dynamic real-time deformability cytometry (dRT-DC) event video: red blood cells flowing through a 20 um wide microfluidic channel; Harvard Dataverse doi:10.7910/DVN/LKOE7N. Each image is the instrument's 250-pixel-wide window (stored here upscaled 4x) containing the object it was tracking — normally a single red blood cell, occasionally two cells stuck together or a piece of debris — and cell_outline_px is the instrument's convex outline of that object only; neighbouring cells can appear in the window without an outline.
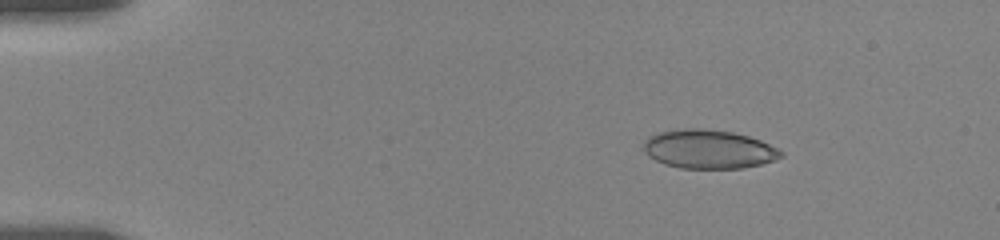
{"species": "human", "species_latin": "Homo sapiens", "temperature_condition": "room temperature", "stored_images_in_passage": 21, "camera_frame_rate_fps": 3000, "um_per_image_px": 0.085, "donor": {"sex": "female"}, "frame": {"image": 1, "passage_image": 3, "time_ms": 2.667, "image_size_px": [1000, 240], "cell_outline_px": [[784, 156], [776, 160], [744, 168], [680, 168], [664, 164], [648, 156], [644, 152], [644, 140], [648, 136], [656, 132], [684, 128], [704, 128], [732, 132], [748, 136], [760, 140], [784, 152]], "centroid_in_image_um": [60.22, 12.67], "position_along_channel_um": 24.8, "area_um2": 31.27}}
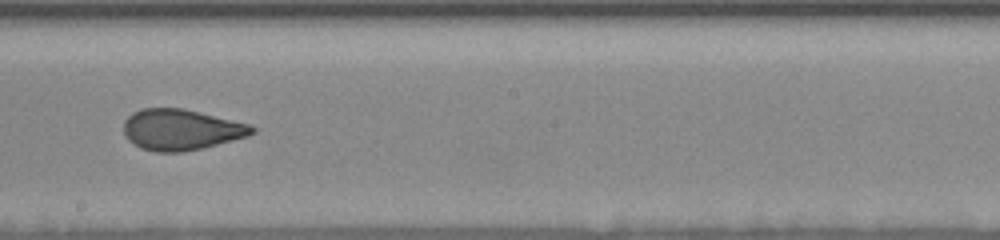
{"frame": {"image": 2, "passage_image": 13, "time_ms": 10.667, "image_size_px": [1000, 240], "cell_outline_px": [[256, 132], [248, 136], [204, 148], [180, 152], [156, 152], [140, 148], [128, 140], [124, 132], [124, 120], [132, 112], [144, 108], [184, 108], [252, 124], [256, 128]], "centroid_in_image_um": [15.42, 11.02], "position_along_channel_um": 232.8, "area_um2": 30.92}}
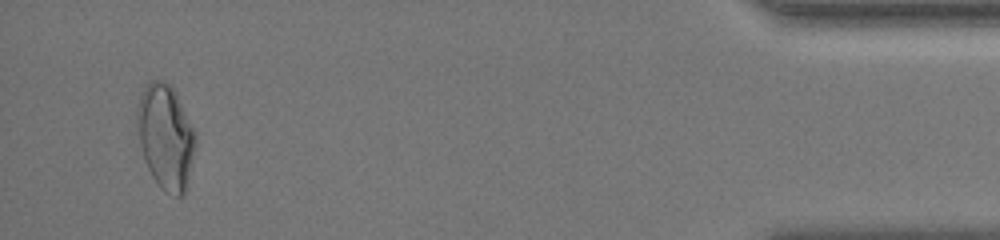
{"frame": {"image": 3, "passage_image": 21, "time_ms": 17.667, "image_size_px": [1000, 240], "cell_outline_px": [[196, 144], [184, 196], [176, 196], [160, 188], [152, 176], [144, 160], [140, 144], [136, 116], [136, 112], [140, 96], [144, 88], [152, 80], [164, 80], [172, 84], [176, 92], [196, 136]], "centroid_in_image_um": [14.08, 11.61], "position_along_channel_um": 421.1, "area_um2": 35.43}, "authors_computed_cell_mechanics": {"area_um2": 31.501, "velocity_mm_per_s": 3.652, "shape_relaxation_time_tau1_ms": null, "shape_relaxation_time_tau2_ms": 0.6739, "deformation_change_tau1": null, "deformation_change_tau2": 0.048}}